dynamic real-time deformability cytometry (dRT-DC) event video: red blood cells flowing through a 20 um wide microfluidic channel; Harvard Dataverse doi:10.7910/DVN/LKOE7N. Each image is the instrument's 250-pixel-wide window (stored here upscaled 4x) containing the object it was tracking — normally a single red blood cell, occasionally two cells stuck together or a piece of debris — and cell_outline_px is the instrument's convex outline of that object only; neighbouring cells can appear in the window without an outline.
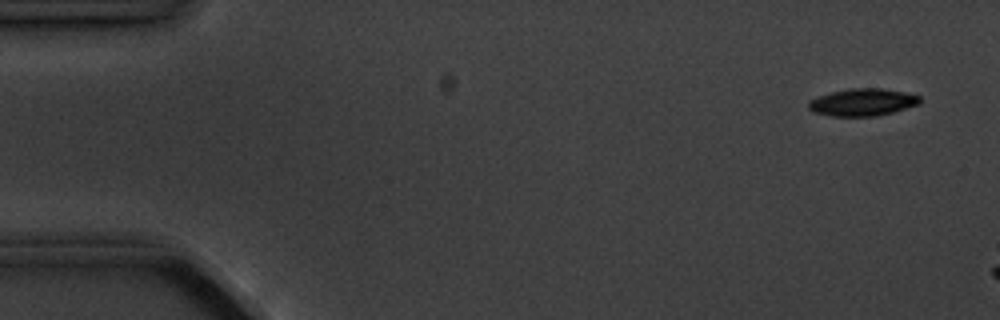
{"species": "common noctule bat (a hibernating species)", "species_latin": "Nyctalus noctula", "temperature_condition": "cold", "stored_images_in_passage": 3, "camera_frame_rate_fps": 3000, "um_per_image_px": 0.085, "animal": {"sex": "male", "body_mass_g": 20.1, "forearm_length_mm": 53.5}, "frame": {"image": 1, "passage_image": 1, "time_ms": 0.0, "image_size_px": [1000, 320], "cell_outline_px": [[920, 104], [892, 112], [876, 116], [832, 116], [812, 112], [808, 108], [808, 100], [832, 92], [852, 88], [880, 88], [904, 92], [920, 96]], "centroid_in_image_um": [73.3, 8.69], "position_along_channel_um": 11.7, "area_um2": 17.63}}